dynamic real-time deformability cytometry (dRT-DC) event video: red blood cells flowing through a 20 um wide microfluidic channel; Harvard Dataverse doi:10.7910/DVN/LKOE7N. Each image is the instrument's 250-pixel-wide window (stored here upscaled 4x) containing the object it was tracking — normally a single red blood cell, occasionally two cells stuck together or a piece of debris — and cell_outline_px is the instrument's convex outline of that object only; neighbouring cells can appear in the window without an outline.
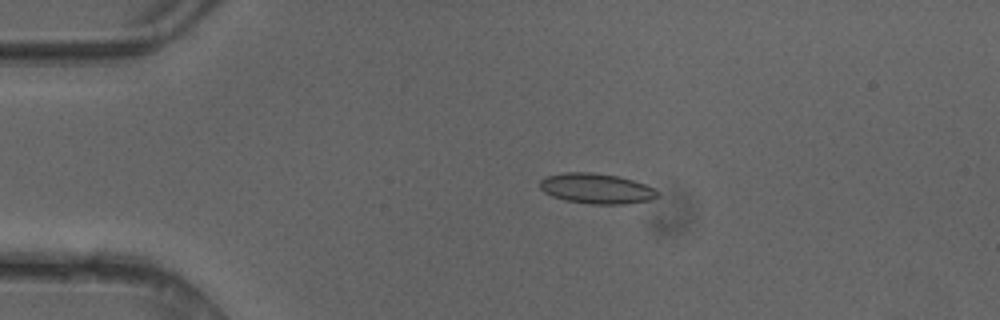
{"species": "common noctule bat (a hibernating species)", "species_latin": "Nyctalus noctula", "temperature_condition": "cold", "stored_images_in_passage": 49, "camera_frame_rate_fps": 3000, "um_per_image_px": 0.085, "animal": {"sex": "female"}, "frame": {"image": 1, "passage_image": 10, "time_ms": 3.0, "image_size_px": [1000, 320], "cell_outline_px": [[660, 196], [652, 200], [628, 204], [588, 204], [564, 200], [552, 196], [544, 192], [540, 188], [540, 180], [544, 176], [564, 172], [592, 172], [616, 176], [632, 180], [656, 188], [660, 192]], "centroid_in_image_um": [50.72, 16.03], "position_along_channel_um": 34.3, "area_um2": 21.1}}
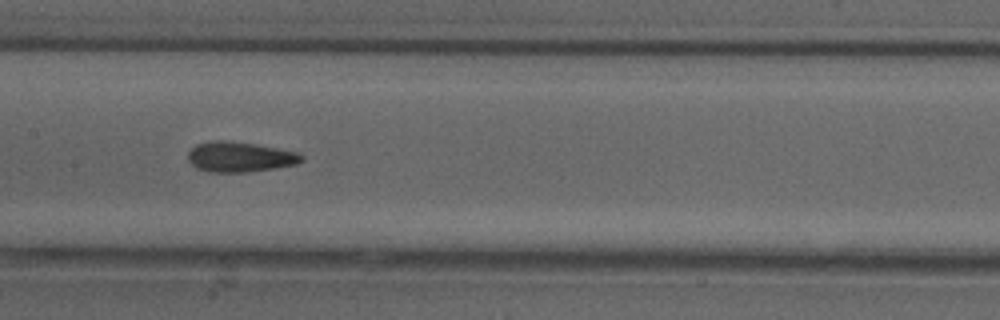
{"frame": {"image": 2, "passage_image": 24, "time_ms": 7.667, "image_size_px": [1000, 320], "cell_outline_px": [[304, 160], [296, 164], [248, 172], [208, 172], [196, 168], [188, 160], [188, 152], [196, 144], [212, 140], [224, 140], [256, 144], [296, 152], [304, 156]], "centroid_in_image_um": [20.35, 13.33], "position_along_channel_um": 187.0, "area_um2": 19.94}}
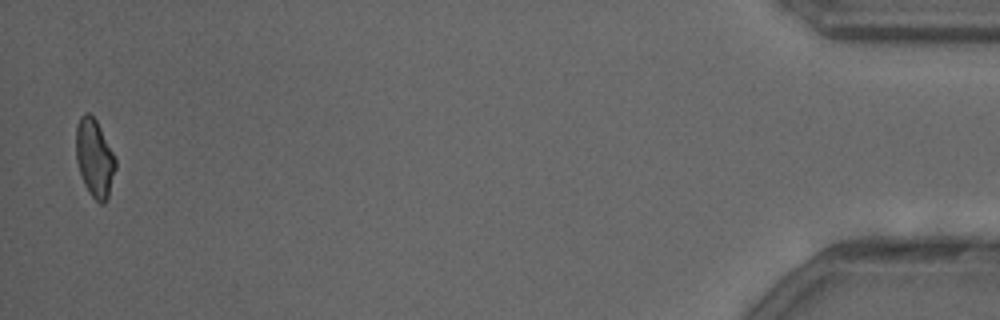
{"frame": {"image": 3, "passage_image": 48, "time_ms": 15.667, "image_size_px": [1000, 320], "cell_outline_px": [[116, 168], [108, 196], [104, 204], [100, 204], [88, 192], [84, 184], [76, 160], [76, 124], [80, 116], [84, 112], [88, 112], [96, 120], [116, 160]], "centroid_in_image_um": [8.02, 13.43], "position_along_channel_um": 427.2, "area_um2": 17.8}, "authors_computed_cell_mechanics": {"area_um2": 19.5364, "velocity_mm_per_s": 4.1882, "shape_relaxation_time_tau1_ms": 9.2162, "shape_relaxation_time_tau2_ms": 2.2257, "deformation_change_tau1": 0.1783, "deformation_change_tau2": 0.0931}}